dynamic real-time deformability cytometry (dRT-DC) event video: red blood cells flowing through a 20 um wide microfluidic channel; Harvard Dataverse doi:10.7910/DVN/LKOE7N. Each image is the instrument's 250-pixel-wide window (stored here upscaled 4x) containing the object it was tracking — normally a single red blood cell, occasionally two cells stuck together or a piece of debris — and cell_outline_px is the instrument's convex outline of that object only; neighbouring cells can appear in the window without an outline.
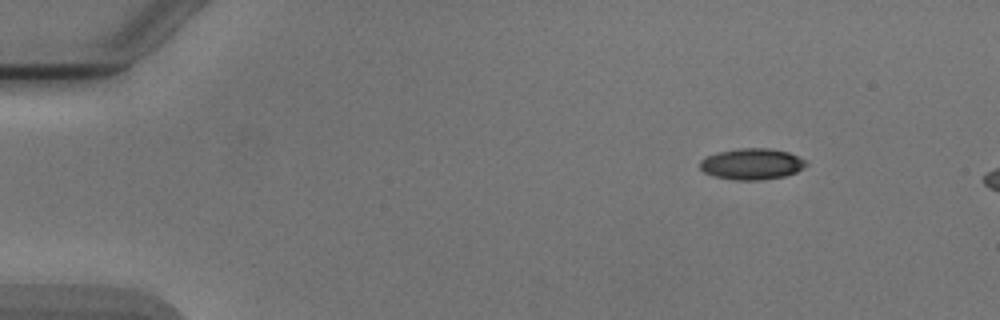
{"species": "Egyptian fruit bat (a non-hibernating species)", "species_latin": "Rousettus aegyptiacus", "temperature_condition": "cold", "stored_images_in_passage": 7, "camera_frame_rate_fps": 3000, "um_per_image_px": 0.085, "animal": {"sex": "male"}, "frame": {"image": 1, "passage_image": 1, "time_ms": 0.0, "image_size_px": [1000, 320], "cell_outline_px": [[808, 164], [796, 172], [784, 176], [760, 180], [736, 180], [716, 176], [704, 172], [700, 168], [700, 160], [704, 156], [716, 152], [740, 148], [768, 148], [788, 152], [804, 160]], "centroid_in_image_um": [63.87, 13.93], "position_along_channel_um": 21.1, "area_um2": 19.19}}
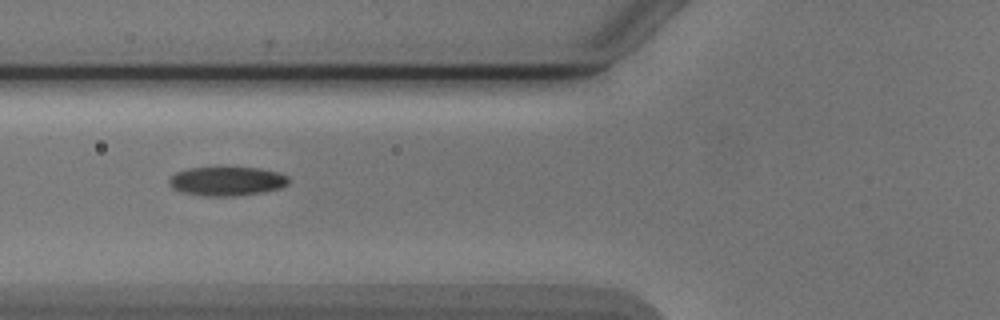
{"frame": {"image": 2, "passage_image": 5, "time_ms": 4.667, "image_size_px": [1000, 320], "cell_outline_px": [[288, 184], [280, 188], [264, 192], [232, 196], [204, 196], [184, 192], [172, 188], [168, 184], [168, 180], [176, 172], [188, 168], [216, 164], [220, 164], [260, 168], [276, 172], [288, 176]], "centroid_in_image_um": [19.25, 15.34], "position_along_channel_um": 106.5, "area_um2": 21.15}}
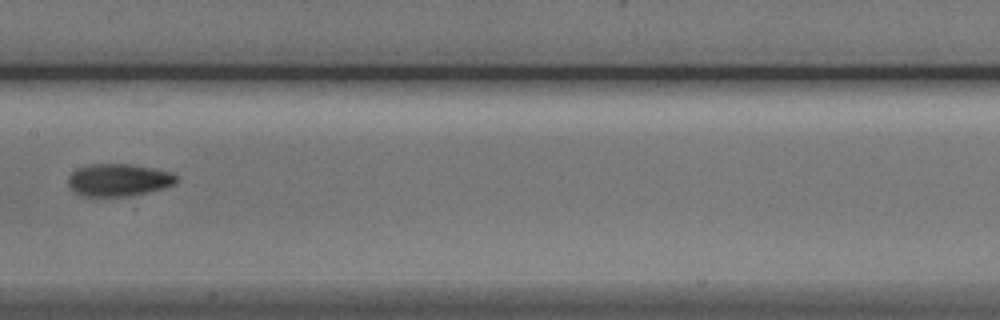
{"frame": {"image": 3, "passage_image": 7, "time_ms": 7.0, "image_size_px": [1000, 320], "cell_outline_px": [[180, 180], [164, 188], [128, 196], [84, 196], [76, 192], [68, 184], [68, 176], [76, 168], [88, 164], [132, 164], [172, 172]], "centroid_in_image_um": [10.07, 15.28], "position_along_channel_um": 197.3, "area_um2": 20.4}}